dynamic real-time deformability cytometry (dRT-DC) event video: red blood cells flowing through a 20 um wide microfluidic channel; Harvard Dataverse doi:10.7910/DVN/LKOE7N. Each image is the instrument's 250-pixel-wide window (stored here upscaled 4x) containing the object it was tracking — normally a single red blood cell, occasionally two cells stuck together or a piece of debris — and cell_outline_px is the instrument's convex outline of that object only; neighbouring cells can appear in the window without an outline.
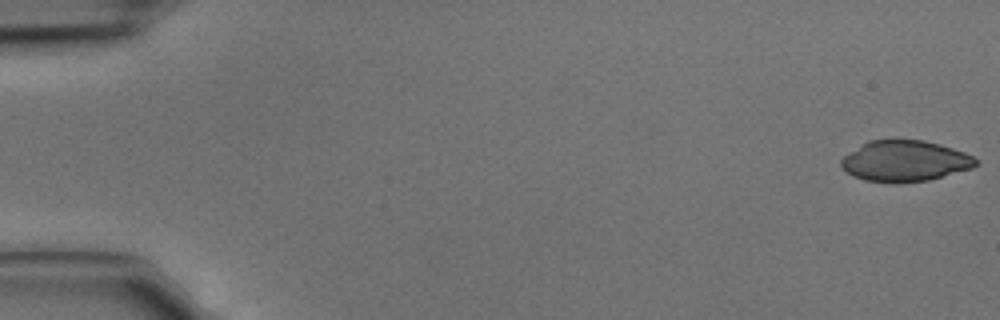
{"species": "common noctule bat (a hibernating species)", "species_latin": "Nyctalus noctula", "temperature_condition": "cold", "stored_images_in_passage": 4, "camera_frame_rate_fps": 3000, "um_per_image_px": 0.085, "animal": {"sex": "male", "body_mass_g": 15.6}, "frame": {"image": 1, "passage_image": 1, "time_ms": 0.0, "image_size_px": [1000, 320], "cell_outline_px": [[976, 164], [972, 168], [928, 180], [864, 180], [852, 176], [840, 164], [840, 160], [844, 156], [868, 140], [924, 140], [940, 144], [964, 152], [972, 156], [976, 160]], "centroid_in_image_um": [76.91, 13.65], "position_along_channel_um": 8.1, "area_um2": 31.1}}